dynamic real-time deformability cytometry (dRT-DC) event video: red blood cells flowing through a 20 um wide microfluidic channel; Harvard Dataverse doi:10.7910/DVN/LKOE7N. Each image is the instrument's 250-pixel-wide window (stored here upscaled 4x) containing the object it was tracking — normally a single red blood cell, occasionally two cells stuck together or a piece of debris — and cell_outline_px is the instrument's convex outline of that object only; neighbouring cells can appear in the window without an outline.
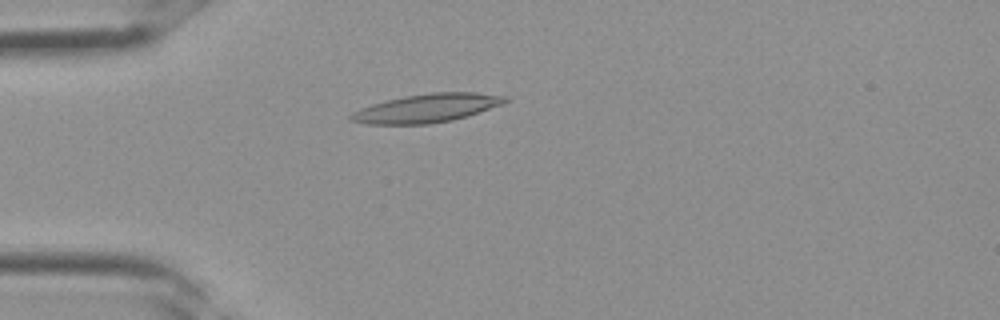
{"species": "Egyptian fruit bat (a non-hibernating species)", "species_latin": "Rousettus aegyptiacus", "temperature_condition": "room temperature", "stored_images_in_passage": 26, "camera_frame_rate_fps": 3000, "um_per_image_px": 0.085, "frame": {"image": 1, "passage_image": 5, "time_ms": 1.333, "image_size_px": [1000, 320], "cell_outline_px": [[512, 100], [504, 104], [468, 116], [452, 120], [428, 124], [368, 124], [348, 120], [348, 116], [352, 112], [360, 108], [372, 104], [404, 96], [428, 92], [476, 92], [508, 96]], "centroid_in_image_um": [36.33, 9.18], "position_along_channel_um": 48.7, "area_um2": 25.95}}
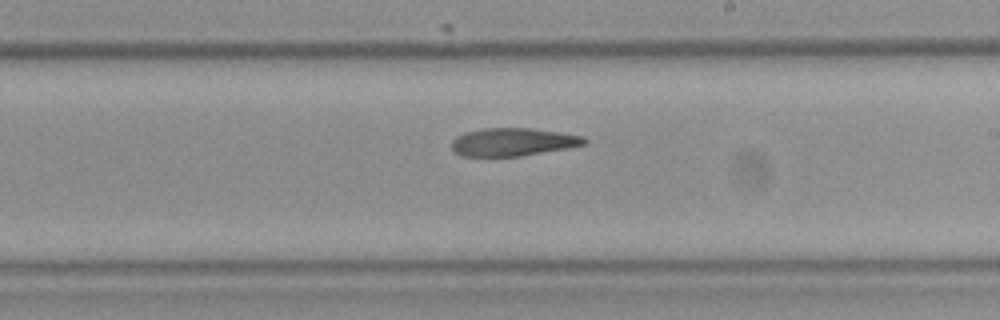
{"frame": {"image": 2, "passage_image": 16, "time_ms": 5.0, "image_size_px": [1000, 320], "cell_outline_px": [[588, 144], [568, 148], [520, 156], [460, 156], [452, 148], [452, 140], [456, 136], [464, 132], [484, 128], [532, 128], [560, 132], [584, 136], [588, 140]], "centroid_in_image_um": [43.63, 12.06], "position_along_channel_um": 245.4, "area_um2": 21.79}}
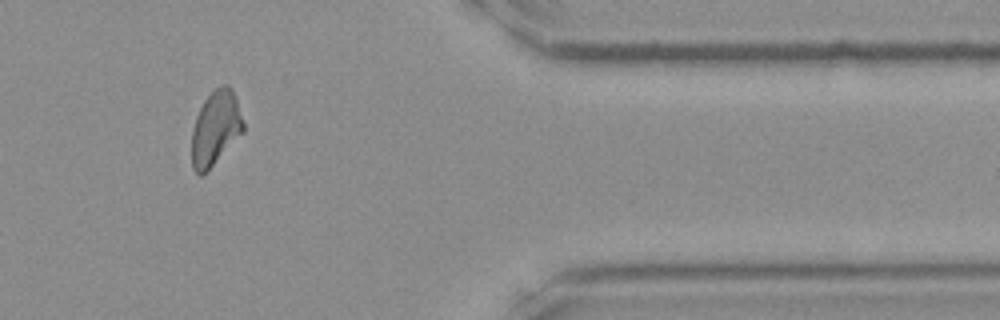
{"frame": {"image": 3, "passage_image": 25, "time_ms": 8.0, "image_size_px": [1000, 320], "cell_outline_px": [[244, 132], [200, 176], [192, 168], [192, 128], [196, 116], [204, 100], [220, 84], [228, 84], [232, 88], [244, 124]], "centroid_in_image_um": [18.31, 10.85], "position_along_channel_um": 393.1, "area_um2": 21.96}}